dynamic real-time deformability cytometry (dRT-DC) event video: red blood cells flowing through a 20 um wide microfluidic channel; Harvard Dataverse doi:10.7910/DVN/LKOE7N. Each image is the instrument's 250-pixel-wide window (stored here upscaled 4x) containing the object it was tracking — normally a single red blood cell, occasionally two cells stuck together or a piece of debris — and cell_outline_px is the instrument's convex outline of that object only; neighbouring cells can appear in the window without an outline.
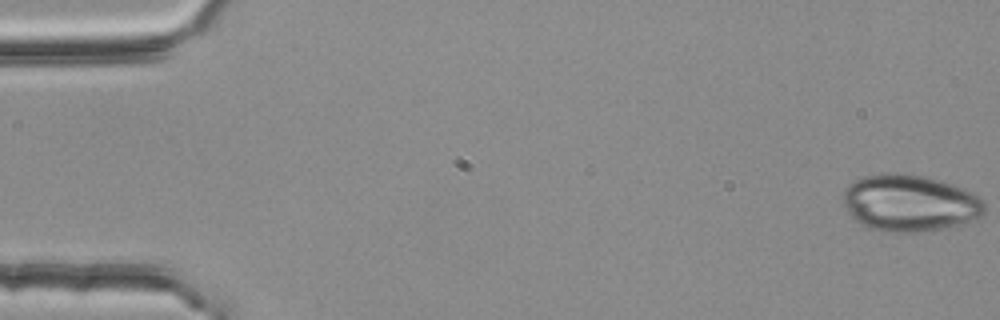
{"species": "common noctule bat (a hibernating species)", "species_latin": "Nyctalus noctula", "temperature_condition": "room temperature", "stored_images_in_passage": 54, "camera_frame_rate_fps": 3000, "um_per_image_px": 0.085, "animal": {"sex": "female", "body_mass_g": 25.1}, "frame": {"image": 1, "passage_image": 1, "time_ms": 0.0, "image_size_px": [1000, 320], "cell_outline_px": [[984, 216], [960, 228], [916, 232], [884, 232], [864, 228], [848, 212], [840, 196], [844, 188], [848, 184], [864, 176], [880, 172], [896, 172], [924, 176], [940, 180], [964, 188], [980, 196], [984, 200]], "centroid_in_image_um": [77.36, 17.28], "position_along_channel_um": 7.6, "area_um2": 48.38}}
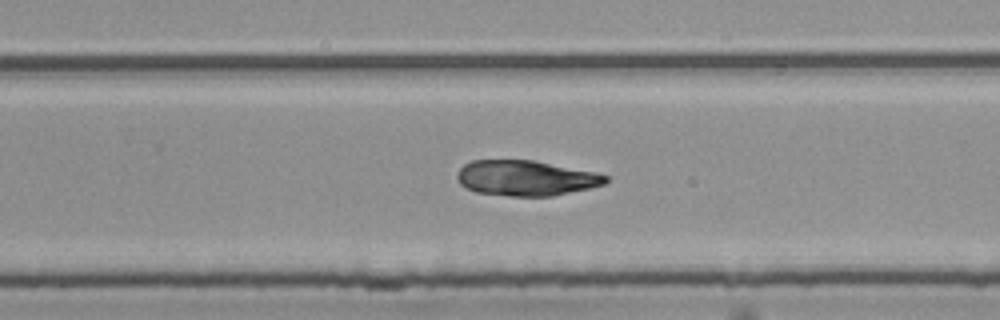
{"frame": {"image": 2, "passage_image": 35, "time_ms": 11.333, "image_size_px": [1000, 320], "cell_outline_px": [[608, 180], [604, 184], [588, 188], [552, 196], [508, 196], [476, 192], [460, 184], [456, 176], [456, 172], [464, 164], [472, 160], [532, 160], [596, 172], [608, 176]], "centroid_in_image_um": [44.67, 15.13], "position_along_channel_um": 285.1, "area_um2": 30.52}}
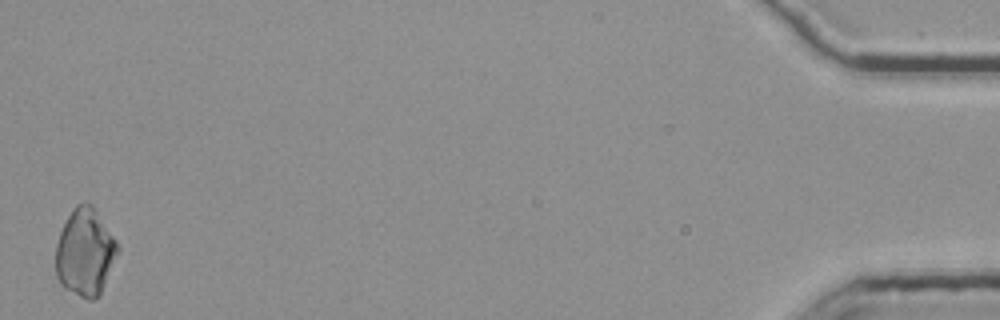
{"frame": {"image": 3, "passage_image": 54, "time_ms": 17.667, "image_size_px": [1000, 320], "cell_outline_px": [[120, 252], [100, 296], [96, 300], [88, 300], [64, 288], [60, 284], [56, 276], [56, 244], [60, 232], [72, 208], [76, 204], [84, 200], [88, 200], [92, 204], [116, 240], [120, 248]], "centroid_in_image_um": [7.26, 21.45], "position_along_channel_um": 427.9, "area_um2": 32.14}}